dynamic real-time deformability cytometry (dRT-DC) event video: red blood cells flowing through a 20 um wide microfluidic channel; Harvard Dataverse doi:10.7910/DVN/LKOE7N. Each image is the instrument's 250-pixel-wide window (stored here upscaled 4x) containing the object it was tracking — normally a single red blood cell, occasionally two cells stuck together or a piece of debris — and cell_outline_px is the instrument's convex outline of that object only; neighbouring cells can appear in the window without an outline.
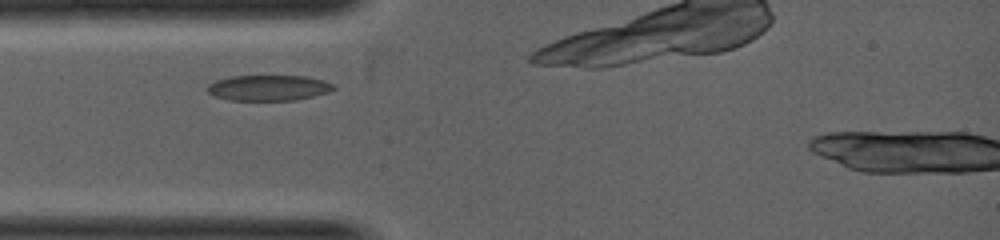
{"species": "common noctule bat (a hibernating species)", "species_latin": "Nyctalus noctula", "temperature_condition": "warm", "stored_images_in_passage": 1, "camera_frame_rate_fps": 5000, "um_per_image_px": 0.085, "animal": {"sex": "female", "body_mass_g": 19.0, "forearm_length_mm": 53.3}, "frame": {"image": 1, "passage_image": 1, "time_ms": 0.0, "image_size_px": [1000, 240], "cell_outline_px": [[336, 88], [328, 92], [296, 100], [228, 100], [216, 96], [208, 92], [204, 88], [208, 84], [216, 80], [232, 76], [304, 76], [324, 80], [332, 84]], "centroid_in_image_um": [22.79, 7.46], "position_along_channel_um": 62.2, "area_um2": 18.79}}